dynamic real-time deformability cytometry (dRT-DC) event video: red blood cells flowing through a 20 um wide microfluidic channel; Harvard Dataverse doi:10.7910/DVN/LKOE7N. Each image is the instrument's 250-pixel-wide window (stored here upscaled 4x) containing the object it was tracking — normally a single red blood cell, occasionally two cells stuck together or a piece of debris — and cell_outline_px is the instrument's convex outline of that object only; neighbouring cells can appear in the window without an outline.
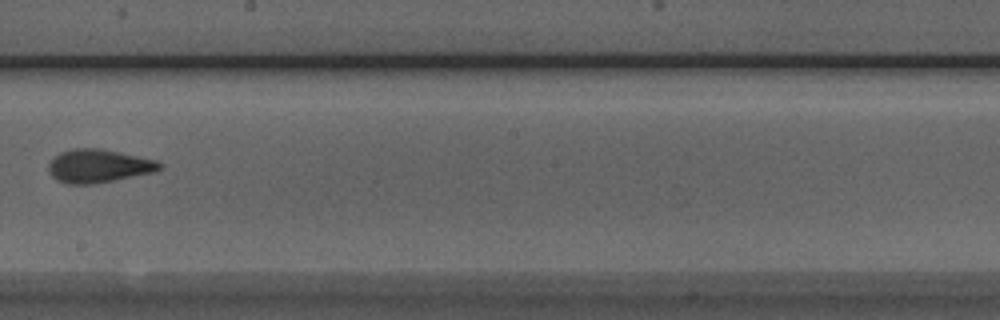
{"species": "Egyptian fruit bat (a non-hibernating species)", "species_latin": "Rousettus aegyptiacus", "temperature_condition": "room temperature", "stored_images_in_passage": 9, "camera_frame_rate_fps": 3000, "um_per_image_px": 0.085, "animal": {"sex": "male"}, "frame": {"image": 1, "passage_image": 9, "time_ms": 9.0, "image_size_px": [1000, 320], "cell_outline_px": [[164, 164], [156, 172], [92, 184], [64, 184], [56, 180], [48, 172], [48, 164], [60, 152], [72, 148], [100, 148], [120, 152], [156, 160]], "centroid_in_image_um": [8.37, 14.11], "position_along_channel_um": 239.8, "area_um2": 21.68}}